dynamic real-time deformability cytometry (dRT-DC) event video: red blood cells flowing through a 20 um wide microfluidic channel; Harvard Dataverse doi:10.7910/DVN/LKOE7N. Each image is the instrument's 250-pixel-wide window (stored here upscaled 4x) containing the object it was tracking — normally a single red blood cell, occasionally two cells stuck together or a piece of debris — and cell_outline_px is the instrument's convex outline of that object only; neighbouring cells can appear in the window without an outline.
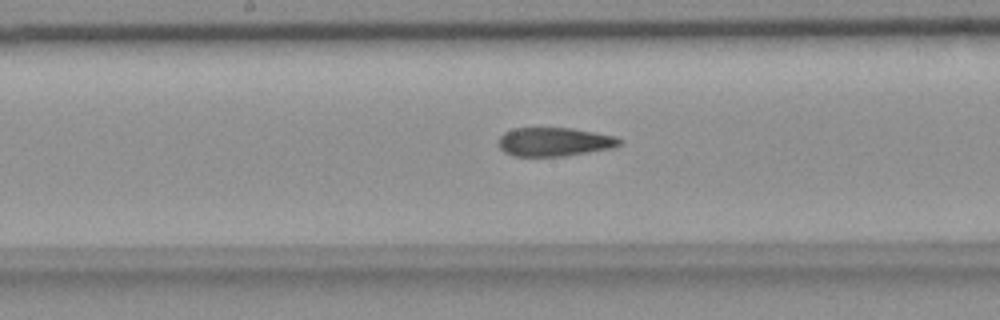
{"species": "common noctule bat (a hibernating species)", "species_latin": "Nyctalus noctula", "temperature_condition": "room temperature", "stored_images_in_passage": 37, "camera_frame_rate_fps": 3000, "um_per_image_px": 0.085, "animal": {"sex": "female", "body_mass_g": 18.4}, "frame": {"image": 1, "passage_image": 20, "time_ms": 6.333, "image_size_px": [1000, 320], "cell_outline_px": [[624, 140], [616, 148], [564, 156], [512, 156], [504, 152], [496, 144], [500, 136], [504, 132], [512, 128], [572, 128], [616, 136]], "centroid_in_image_um": [47.12, 12.06], "position_along_channel_um": 201.1, "area_um2": 20.63}}
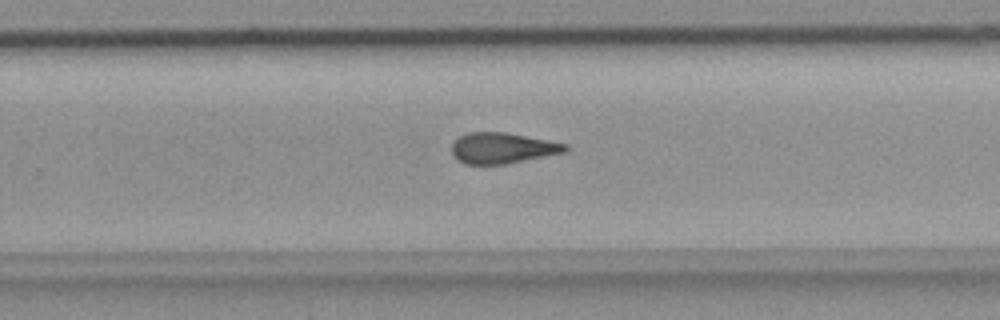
{"frame": {"image": 2, "passage_image": 27, "time_ms": 8.667, "image_size_px": [1000, 320], "cell_outline_px": [[568, 152], [504, 164], [464, 164], [452, 152], [452, 140], [468, 132], [504, 132], [548, 140], [568, 144]], "centroid_in_image_um": [42.73, 12.58], "position_along_channel_um": 287.1, "area_um2": 20.35}}
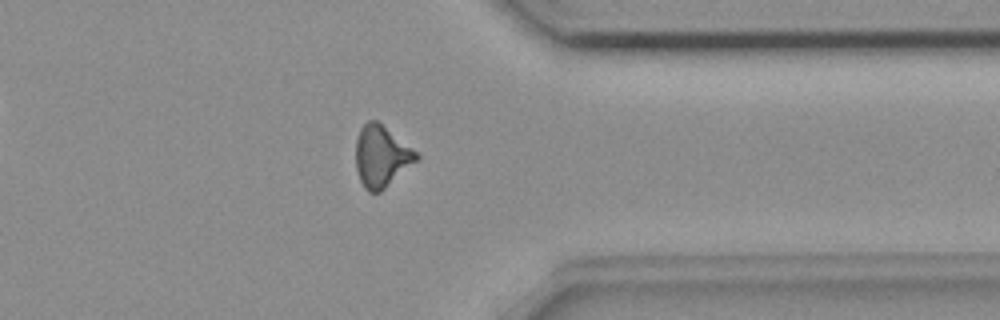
{"frame": {"image": 3, "passage_image": 35, "time_ms": 11.333, "image_size_px": [1000, 320], "cell_outline_px": [[420, 156], [416, 160], [380, 192], [368, 192], [364, 188], [360, 180], [356, 168], [356, 140], [360, 128], [368, 120], [376, 120], [412, 148]], "centroid_in_image_um": [32.38, 13.28], "position_along_channel_um": 379.0, "area_um2": 21.21}}